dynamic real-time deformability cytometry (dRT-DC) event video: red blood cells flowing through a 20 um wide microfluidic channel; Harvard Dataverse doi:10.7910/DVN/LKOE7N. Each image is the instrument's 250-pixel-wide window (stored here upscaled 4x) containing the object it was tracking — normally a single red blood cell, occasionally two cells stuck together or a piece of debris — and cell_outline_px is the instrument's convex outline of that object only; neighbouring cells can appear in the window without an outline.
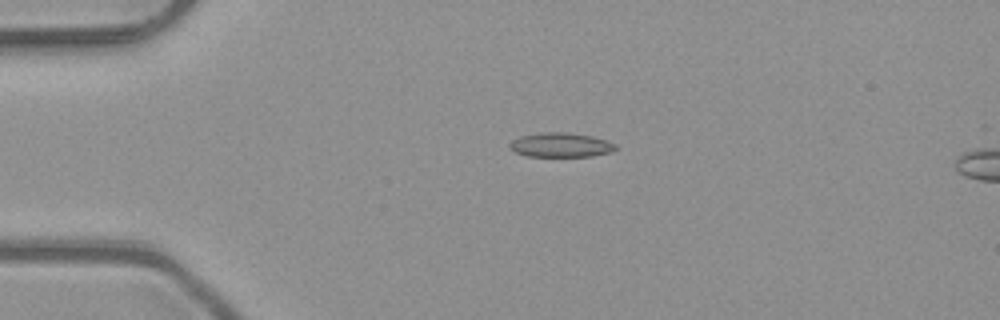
{"species": "common noctule bat (a hibernating species)", "species_latin": "Nyctalus noctula", "temperature_condition": "room temperature", "stored_images_in_passage": 3, "camera_frame_rate_fps": 3000, "um_per_image_px": 0.085, "animal": {"sex": "male", "body_mass_g": 23.1, "forearm_length_mm": 52.7}, "frame": {"image": 1, "passage_image": 1, "time_ms": 0.0, "image_size_px": [1000, 320], "cell_outline_px": [[616, 148], [612, 152], [592, 156], [528, 156], [516, 152], [508, 144], [512, 140], [520, 136], [544, 132], [568, 132], [592, 136], [616, 144]], "centroid_in_image_um": [47.68, 12.31], "position_along_channel_um": 37.3, "area_um2": 14.91}}